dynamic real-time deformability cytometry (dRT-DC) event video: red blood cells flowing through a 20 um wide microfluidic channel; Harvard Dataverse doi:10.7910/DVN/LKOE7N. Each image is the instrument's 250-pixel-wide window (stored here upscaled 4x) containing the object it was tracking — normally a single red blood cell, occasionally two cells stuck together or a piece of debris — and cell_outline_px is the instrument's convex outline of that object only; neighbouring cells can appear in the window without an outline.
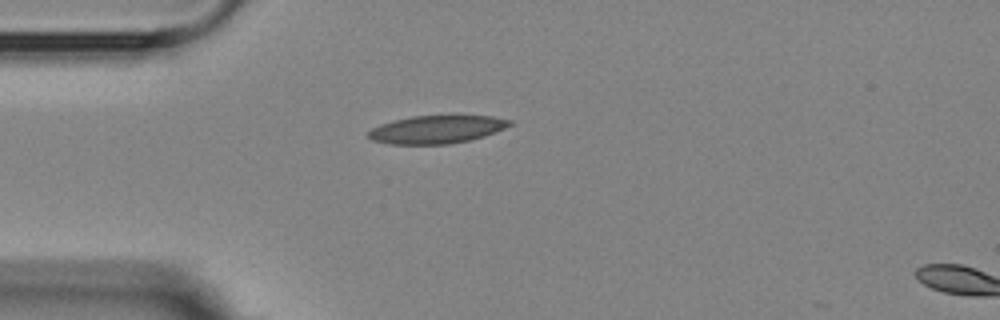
{"species": "Egyptian fruit bat (a non-hibernating species)", "species_latin": "Rousettus aegyptiacus", "temperature_condition": "room temperature", "stored_images_in_passage": 2, "segment_of_instrument_passage": [1, 2], "camera_frame_rate_fps": 3000, "um_per_image_px": 0.085, "animal": {"sex": "female"}, "frame": {"image": 1, "passage_image": 1, "time_ms": 0.0, "image_size_px": [1000, 320], "cell_outline_px": [[512, 124], [496, 132], [484, 136], [468, 140], [448, 144], [388, 144], [372, 140], [368, 136], [368, 132], [372, 128], [380, 124], [412, 116], [456, 112], [492, 116], [512, 120]], "centroid_in_image_um": [37.18, 10.94], "position_along_channel_um": 47.8, "area_um2": 23.99}}